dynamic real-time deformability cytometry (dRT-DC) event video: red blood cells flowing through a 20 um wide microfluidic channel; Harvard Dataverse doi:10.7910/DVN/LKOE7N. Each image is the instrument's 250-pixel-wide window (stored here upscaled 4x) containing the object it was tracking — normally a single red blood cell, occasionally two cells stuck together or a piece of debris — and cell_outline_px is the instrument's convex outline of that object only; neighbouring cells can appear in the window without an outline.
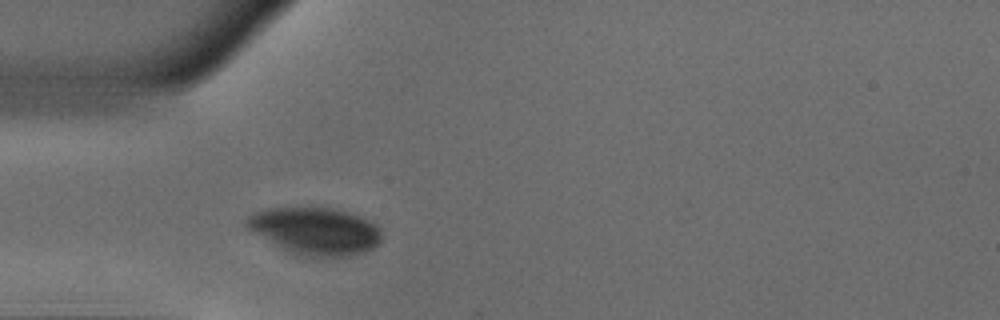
{"species": "common noctule bat (a hibernating species)", "species_latin": "Nyctalus noctula", "temperature_condition": "warm", "stored_images_in_passage": 37, "camera_frame_rate_fps": 3000, "um_per_image_px": 0.085, "animal": {"sex": "male", "body_mass_g": 18.8}, "frame": {"image": 1, "passage_image": 1, "time_ms": 0.0, "image_size_px": [1000, 320], "cell_outline_px": [[380, 240], [372, 248], [356, 256], [316, 260], [292, 256], [244, 228], [244, 220], [248, 216], [256, 212], [268, 208], [332, 208], [348, 212], [360, 216], [376, 224], [380, 228]], "centroid_in_image_um": [26.73, 19.71], "position_along_channel_um": 58.3, "area_um2": 38.61}}
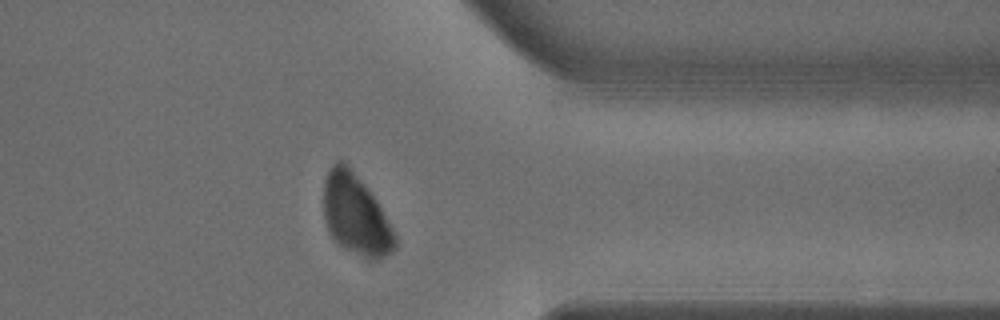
{"frame": {"image": 2, "passage_image": 27, "time_ms": 8.667, "image_size_px": [1000, 320], "cell_outline_px": [[396, 248], [392, 252], [380, 260], [368, 260], [344, 248], [332, 236], [324, 220], [324, 180], [328, 168], [336, 160], [344, 160], [368, 188], [376, 200], [396, 232]], "centroid_in_image_um": [30.25, 18.25], "position_along_channel_um": 381.1, "area_um2": 33.81}}
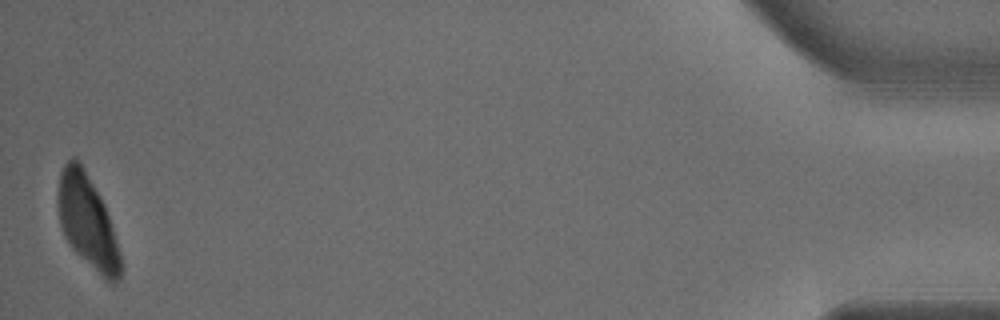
{"frame": {"image": 3, "passage_image": 37, "time_ms": 12.0, "image_size_px": [1000, 320], "cell_outline_px": [[124, 268], [116, 284], [112, 284], [104, 280], [72, 248], [64, 236], [60, 224], [56, 200], [60, 172], [64, 164], [72, 156], [80, 160], [100, 196], [104, 204], [120, 252]], "centroid_in_image_um": [7.43, 18.85], "position_along_channel_um": 427.8, "area_um2": 34.28}}